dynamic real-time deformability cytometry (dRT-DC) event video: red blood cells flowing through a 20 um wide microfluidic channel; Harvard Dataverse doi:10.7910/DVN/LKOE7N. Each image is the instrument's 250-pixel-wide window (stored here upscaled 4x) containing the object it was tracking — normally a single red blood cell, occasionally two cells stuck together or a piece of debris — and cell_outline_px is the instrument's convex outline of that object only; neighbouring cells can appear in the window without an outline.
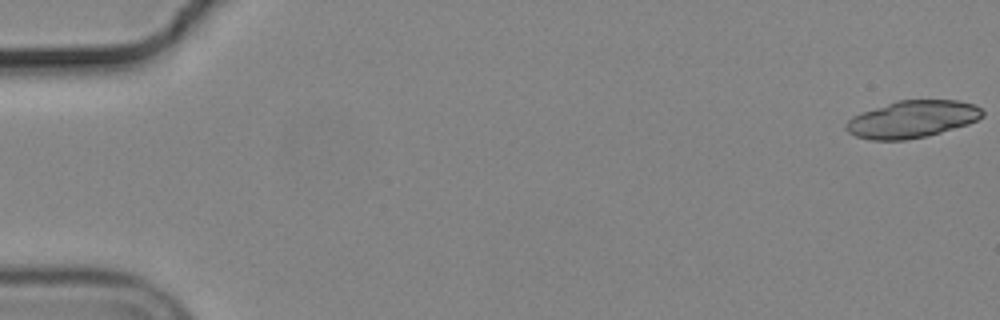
{"species": "common noctule bat (a hibernating species)", "species_latin": "Nyctalus noctula", "temperature_condition": "cold", "stored_images_in_passage": 20, "camera_frame_rate_fps": 3000, "um_per_image_px": 0.085, "animal": {"sex": "male", "body_mass_g": 19.2, "forearm_length_mm": 51.8}, "frame": {"image": 1, "passage_image": 1, "time_ms": 0.0, "image_size_px": [1000, 320], "cell_outline_px": [[984, 116], [968, 124], [928, 136], [904, 140], [868, 140], [856, 136], [848, 132], [844, 128], [844, 124], [852, 116], [860, 112], [896, 100], [960, 100], [976, 104], [984, 112]], "centroid_in_image_um": [77.52, 10.13], "position_along_channel_um": 7.5, "area_um2": 29.88}}